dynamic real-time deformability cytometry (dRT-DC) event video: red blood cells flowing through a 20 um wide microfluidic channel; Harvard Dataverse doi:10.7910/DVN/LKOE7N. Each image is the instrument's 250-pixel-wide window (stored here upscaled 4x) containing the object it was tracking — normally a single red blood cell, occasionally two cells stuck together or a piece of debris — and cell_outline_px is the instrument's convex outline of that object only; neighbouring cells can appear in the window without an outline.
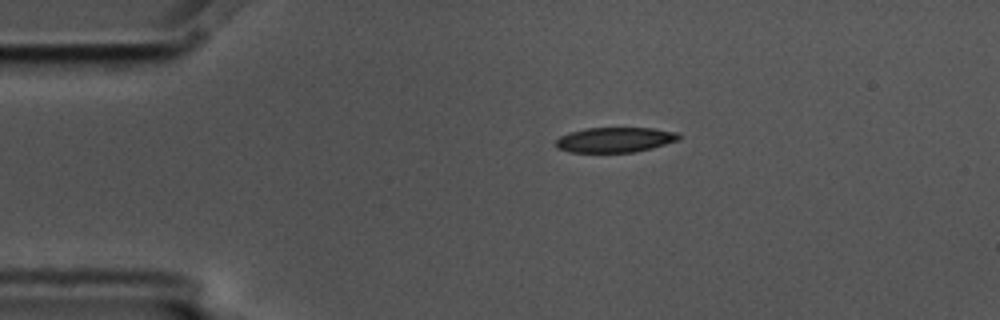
{"species": "common noctule bat (a hibernating species)", "species_latin": "Nyctalus noctula", "temperature_condition": "cold", "stored_images_in_passage": 5, "camera_frame_rate_fps": 3000, "um_per_image_px": 0.085, "animal": {"sex": "male", "body_mass_g": 17.5, "forearm_length_mm": 52.3}, "frame": {"image": 1, "passage_image": 1, "time_ms": 0.0, "image_size_px": [1000, 320], "cell_outline_px": [[680, 140], [652, 148], [636, 152], [572, 152], [556, 148], [556, 140], [560, 136], [568, 132], [584, 128], [652, 128], [676, 132], [680, 136]], "centroid_in_image_um": [52.27, 11.88], "position_along_channel_um": 32.7, "area_um2": 18.03}}
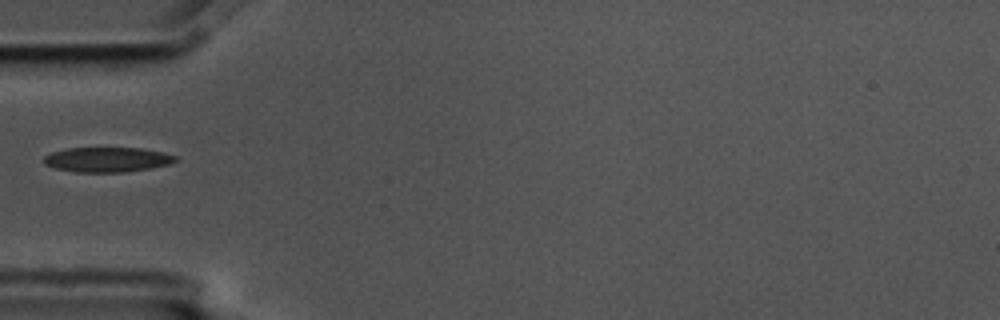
{"frame": {"image": 2, "passage_image": 3, "time_ms": 0.667, "image_size_px": [1000, 320], "cell_outline_px": [[180, 160], [168, 164], [152, 168], [124, 172], [76, 172], [56, 168], [44, 164], [44, 156], [52, 152], [68, 148], [140, 148], [164, 152], [180, 156]], "centroid_in_image_um": [9.18, 13.56], "position_along_channel_um": 75.8, "area_um2": 19.19}}